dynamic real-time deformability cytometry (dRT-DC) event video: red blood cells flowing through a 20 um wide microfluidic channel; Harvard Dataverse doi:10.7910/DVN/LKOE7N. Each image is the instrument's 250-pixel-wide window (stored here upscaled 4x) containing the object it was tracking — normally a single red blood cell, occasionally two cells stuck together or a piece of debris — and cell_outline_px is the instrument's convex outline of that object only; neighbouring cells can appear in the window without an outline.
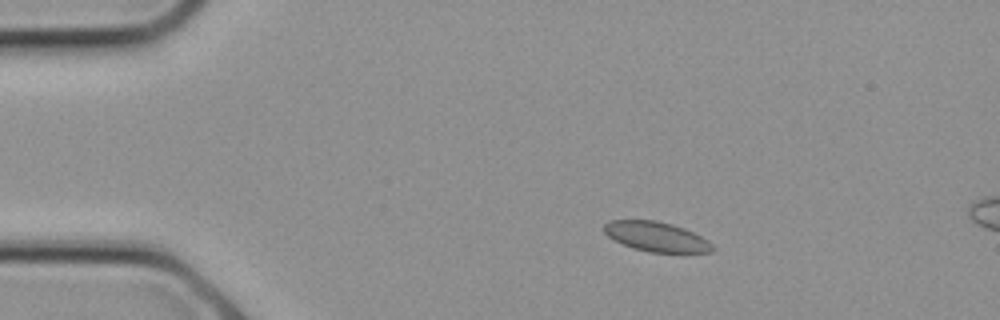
{"species": "common noctule bat (a hibernating species)", "species_latin": "Nyctalus noctula", "temperature_condition": "cold", "stored_images_in_passage": 6, "camera_frame_rate_fps": 3000, "um_per_image_px": 0.085, "animal": {"sex": "female", "body_mass_g": 21.9}, "frame": {"image": 1, "passage_image": 4, "time_ms": 1.0, "image_size_px": [1000, 320], "cell_outline_px": [[716, 248], [712, 252], [684, 256], [652, 252], [632, 248], [608, 236], [604, 232], [604, 224], [608, 220], [656, 220], [672, 224], [684, 228], [708, 240]], "centroid_in_image_um": [55.89, 20.17], "position_along_channel_um": 29.1, "area_um2": 19.54}}